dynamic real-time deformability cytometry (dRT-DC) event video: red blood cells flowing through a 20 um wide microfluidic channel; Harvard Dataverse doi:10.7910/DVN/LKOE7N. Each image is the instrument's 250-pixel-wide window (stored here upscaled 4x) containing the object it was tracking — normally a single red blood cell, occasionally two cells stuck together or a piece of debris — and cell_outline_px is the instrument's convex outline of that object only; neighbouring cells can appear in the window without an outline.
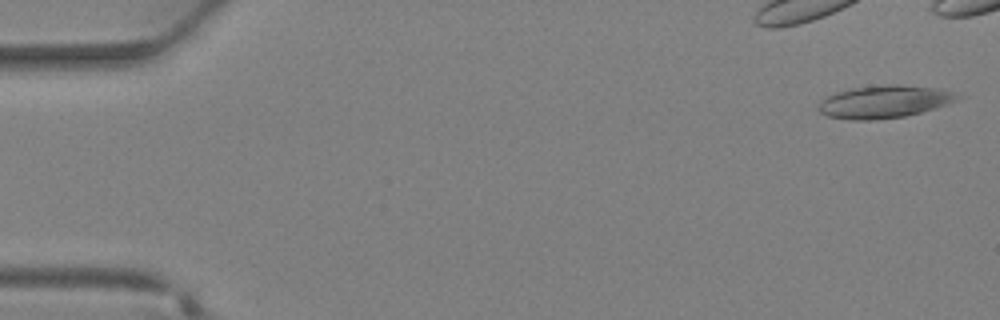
{"species": "Egyptian fruit bat (a non-hibernating species)", "species_latin": "Rousettus aegyptiacus", "temperature_condition": "warm", "stored_images_in_passage": 30, "camera_frame_rate_fps": 3000, "um_per_image_px": 0.085, "animal": {"sex": "female"}, "frame": {"image": 1, "passage_image": 1, "time_ms": 0.0, "image_size_px": [1000, 320], "cell_outline_px": [[968, 96], [960, 100], [948, 104], [920, 112], [904, 116], [872, 120], [852, 120], [828, 116], [820, 112], [816, 108], [828, 96], [836, 92], [852, 88], [884, 84], [900, 84], [940, 88]], "centroid_in_image_um": [75.26, 8.63], "position_along_channel_um": 9.7, "area_um2": 26.65}}